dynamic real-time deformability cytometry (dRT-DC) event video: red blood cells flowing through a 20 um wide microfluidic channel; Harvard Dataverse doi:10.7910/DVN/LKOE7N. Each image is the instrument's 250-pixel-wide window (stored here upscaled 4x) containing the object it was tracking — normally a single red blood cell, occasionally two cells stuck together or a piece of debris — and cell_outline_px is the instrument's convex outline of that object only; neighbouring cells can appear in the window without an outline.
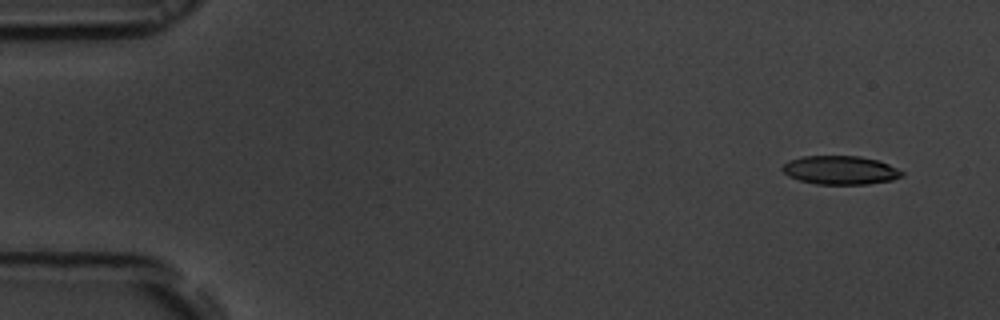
{"species": "common noctule bat (a hibernating species)", "species_latin": "Nyctalus noctula", "temperature_condition": "room temperature", "stored_images_in_passage": 52, "camera_frame_rate_fps": 3000, "um_per_image_px": 0.085, "animal": {"sex": "male", "body_mass_g": 19.5, "forearm_length_mm": 54.6}, "frame": {"image": 1, "passage_image": 1, "time_ms": 0.0, "image_size_px": [1000, 320], "cell_outline_px": [[904, 176], [892, 180], [868, 184], [816, 184], [800, 180], [788, 176], [780, 168], [788, 160], [804, 156], [860, 156], [876, 160], [888, 164], [904, 172]], "centroid_in_image_um": [71.42, 14.46], "position_along_channel_um": 13.6, "area_um2": 19.94}}
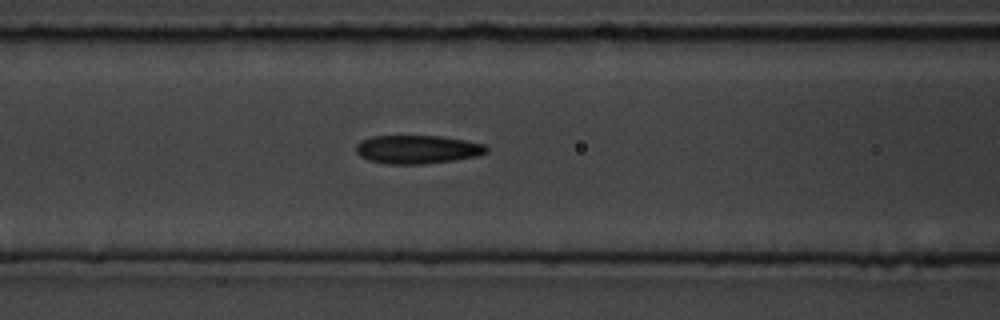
{"frame": {"image": 2, "passage_image": 20, "time_ms": 6.333, "image_size_px": [1000, 320], "cell_outline_px": [[488, 152], [476, 156], [456, 160], [424, 164], [388, 164], [368, 160], [360, 156], [356, 152], [356, 144], [360, 140], [372, 136], [440, 136], [464, 140], [484, 144], [488, 148]], "centroid_in_image_um": [35.46, 12.7], "position_along_channel_um": 131.1, "area_um2": 21.73}}
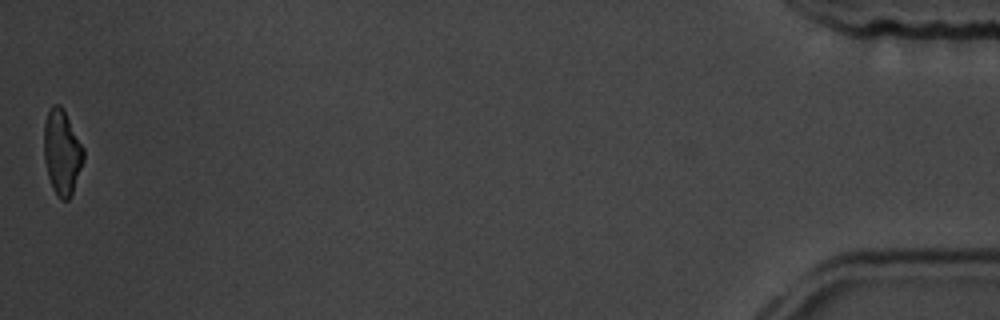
{"frame": {"image": 3, "passage_image": 52, "time_ms": 17.0, "image_size_px": [1000, 320], "cell_outline_px": [[84, 160], [72, 196], [68, 200], [60, 200], [52, 188], [48, 176], [44, 160], [44, 124], [48, 112], [52, 104], [60, 104], [84, 148]], "centroid_in_image_um": [5.27, 12.99], "position_along_channel_um": 429.9, "area_um2": 19.65}, "authors_computed_cell_mechanics": {"area_um2": 21.2415, "velocity_mm_per_s": 3.7121, "shape_relaxation_time_tau1_ms": 6.2224, "shape_relaxation_time_tau2_ms": 3.8343, "deformation_change_tau1": 0.1426, "deformation_change_tau2": 0.121}}